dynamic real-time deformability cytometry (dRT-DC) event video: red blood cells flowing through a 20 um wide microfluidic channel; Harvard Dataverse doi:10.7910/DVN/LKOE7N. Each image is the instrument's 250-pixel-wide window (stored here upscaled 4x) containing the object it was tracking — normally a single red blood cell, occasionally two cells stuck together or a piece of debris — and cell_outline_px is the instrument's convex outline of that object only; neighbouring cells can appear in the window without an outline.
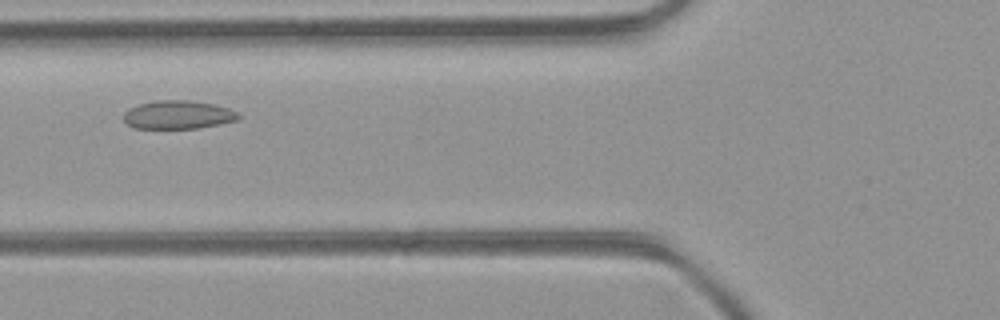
{"species": "common noctule bat (a hibernating species)", "species_latin": "Nyctalus noctula", "temperature_condition": "room temperature", "stored_images_in_passage": 3, "camera_frame_rate_fps": 3000, "um_per_image_px": 0.085, "animal": {"sex": "female", "body_mass_g": 21.9}, "frame": {"image": 1, "passage_image": 3, "time_ms": 0.667, "image_size_px": [1000, 320], "cell_outline_px": [[240, 116], [236, 120], [220, 124], [196, 128], [136, 128], [128, 124], [124, 120], [124, 112], [128, 108], [140, 104], [156, 100], [188, 100], [216, 104], [240, 112]], "centroid_in_image_um": [15.16, 9.74], "position_along_channel_um": 110.6, "area_um2": 19.02}}